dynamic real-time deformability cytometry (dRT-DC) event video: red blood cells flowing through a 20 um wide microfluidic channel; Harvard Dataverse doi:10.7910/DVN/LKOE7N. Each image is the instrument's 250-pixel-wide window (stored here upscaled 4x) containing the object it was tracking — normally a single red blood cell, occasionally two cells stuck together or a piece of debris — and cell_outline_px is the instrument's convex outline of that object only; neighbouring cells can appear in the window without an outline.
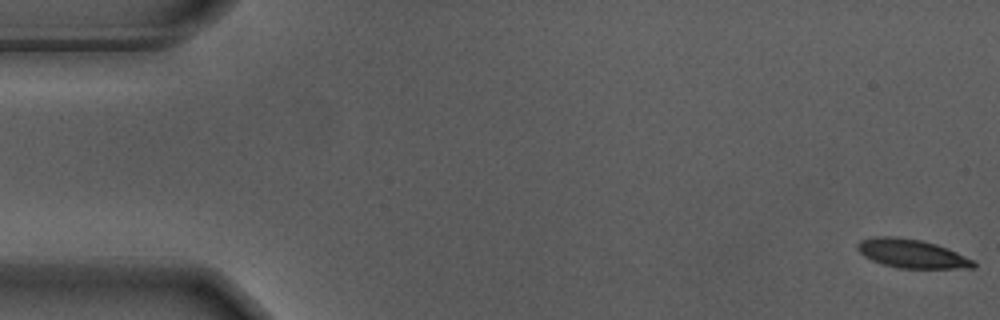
{"species": "Egyptian fruit bat (a non-hibernating species)", "species_latin": "Rousettus aegyptiacus", "temperature_condition": "warm", "stored_images_in_passage": 10, "camera_frame_rate_fps": 3000, "um_per_image_px": 0.085, "animal": {"sex": "male"}, "frame": {"image": 1, "passage_image": 1, "time_ms": 0.0, "image_size_px": [1000, 320], "cell_outline_px": [[976, 268], [896, 268], [872, 260], [864, 256], [856, 248], [856, 244], [860, 240], [872, 236], [896, 236], [920, 240], [936, 244], [948, 248], [972, 260], [976, 264]], "centroid_in_image_um": [77.46, 21.54], "position_along_channel_um": 7.5, "area_um2": 19.42}}